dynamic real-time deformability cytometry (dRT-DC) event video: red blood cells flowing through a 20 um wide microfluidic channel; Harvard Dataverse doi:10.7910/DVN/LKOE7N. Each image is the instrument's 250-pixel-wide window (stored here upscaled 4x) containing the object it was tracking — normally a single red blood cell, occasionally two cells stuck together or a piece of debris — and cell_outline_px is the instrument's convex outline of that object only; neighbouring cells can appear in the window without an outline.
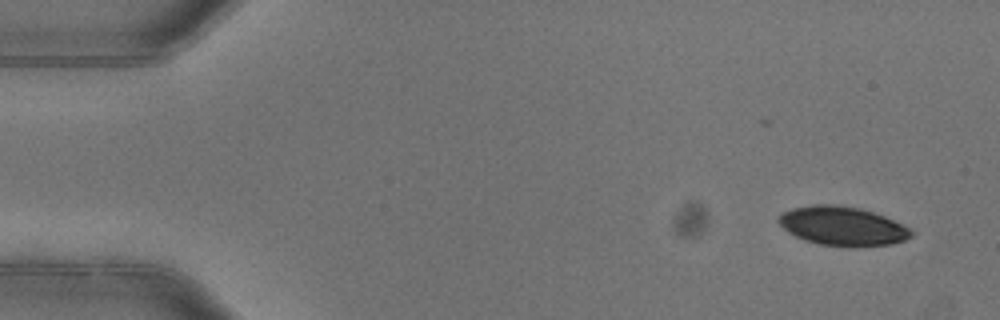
{"species": "common noctule bat (a hibernating species)", "species_latin": "Nyctalus noctula", "temperature_condition": "warm", "stored_images_in_passage": 5, "camera_frame_rate_fps": 3000, "um_per_image_px": 0.085, "animal": {"sex": "female"}, "frame": {"image": 1, "passage_image": 1, "time_ms": 0.0, "image_size_px": [1000, 320], "cell_outline_px": [[912, 236], [904, 240], [892, 244], [848, 248], [820, 244], [804, 240], [788, 232], [776, 220], [776, 216], [792, 208], [812, 204], [840, 204], [860, 208], [884, 216], [904, 224], [912, 232]], "centroid_in_image_um": [71.6, 19.22], "position_along_channel_um": 13.4, "area_um2": 30.52}}
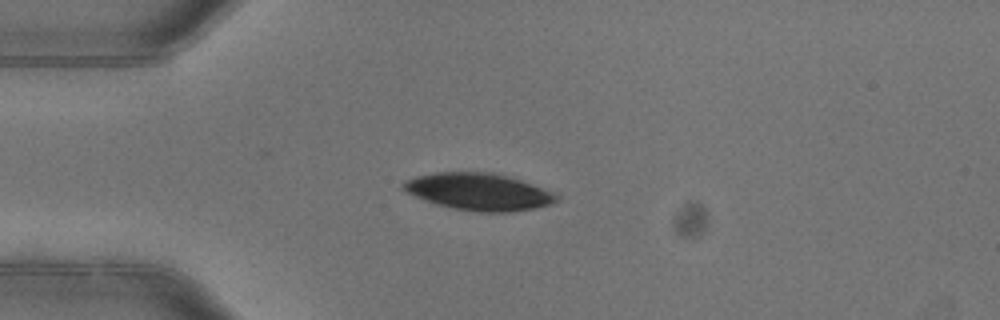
{"frame": {"image": 2, "passage_image": 3, "time_ms": 0.667, "image_size_px": [1000, 320], "cell_outline_px": [[560, 200], [552, 204], [532, 208], [508, 212], [476, 212], [452, 208], [436, 204], [416, 196], [400, 188], [408, 180], [416, 176], [436, 172], [492, 172], [508, 176], [556, 192], [560, 196]], "centroid_in_image_um": [40.75, 16.3], "position_along_channel_um": 44.2, "area_um2": 33.0}}
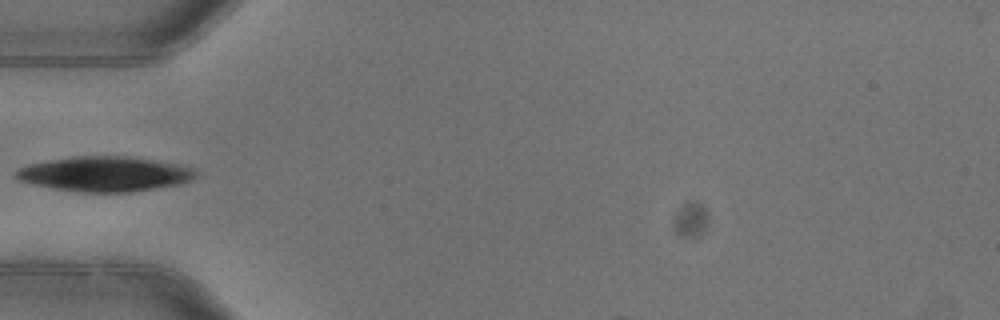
{"frame": {"image": 3, "passage_image": 4, "time_ms": 1.0, "image_size_px": [1000, 320], "cell_outline_px": [[196, 176], [192, 180], [180, 184], [132, 192], [76, 192], [52, 188], [32, 184], [20, 180], [16, 176], [16, 172], [20, 168], [32, 164], [72, 156], [124, 156], [152, 160], [176, 164], [192, 168], [196, 172]], "centroid_in_image_um": [8.93, 14.8], "position_along_channel_um": 76.1, "area_um2": 36.24}}